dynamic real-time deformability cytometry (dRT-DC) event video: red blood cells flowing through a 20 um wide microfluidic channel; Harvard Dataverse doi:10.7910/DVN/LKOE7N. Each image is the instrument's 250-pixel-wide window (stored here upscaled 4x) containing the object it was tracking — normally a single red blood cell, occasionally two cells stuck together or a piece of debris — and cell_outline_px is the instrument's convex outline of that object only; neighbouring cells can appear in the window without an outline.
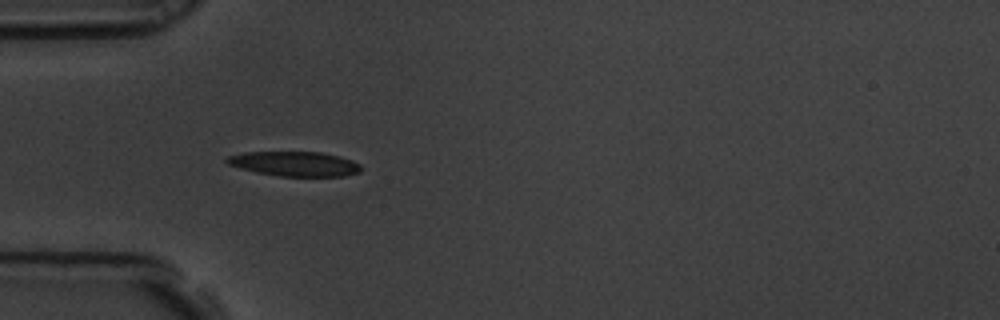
{"species": "common noctule bat (a hibernating species)", "species_latin": "Nyctalus noctula", "temperature_condition": "room temperature", "stored_images_in_passage": 4, "camera_frame_rate_fps": 3000, "um_per_image_px": 0.085, "animal": {"sex": "male", "body_mass_g": 19.5, "forearm_length_mm": 54.6}, "frame": {"image": 1, "passage_image": 3, "time_ms": 0.667, "image_size_px": [1000, 320], "cell_outline_px": [[360, 172], [344, 176], [280, 176], [256, 172], [240, 168], [228, 164], [224, 160], [228, 156], [244, 152], [320, 152], [340, 156], [352, 160], [360, 164]], "centroid_in_image_um": [25.05, 13.92], "position_along_channel_um": 60.0, "area_um2": 19.25}}
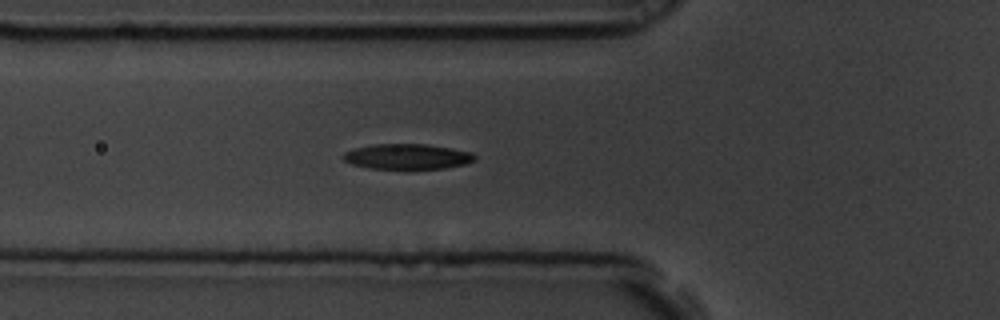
{"frame": {"image": 2, "passage_image": 4, "time_ms": 1.0, "image_size_px": [1000, 320], "cell_outline_px": [[476, 160], [464, 164], [444, 168], [408, 172], [368, 168], [352, 164], [344, 160], [340, 156], [344, 152], [356, 148], [372, 144], [428, 144], [452, 148], [472, 152], [476, 156]], "centroid_in_image_um": [34.62, 13.35], "position_along_channel_um": 91.2, "area_um2": 20.46}}